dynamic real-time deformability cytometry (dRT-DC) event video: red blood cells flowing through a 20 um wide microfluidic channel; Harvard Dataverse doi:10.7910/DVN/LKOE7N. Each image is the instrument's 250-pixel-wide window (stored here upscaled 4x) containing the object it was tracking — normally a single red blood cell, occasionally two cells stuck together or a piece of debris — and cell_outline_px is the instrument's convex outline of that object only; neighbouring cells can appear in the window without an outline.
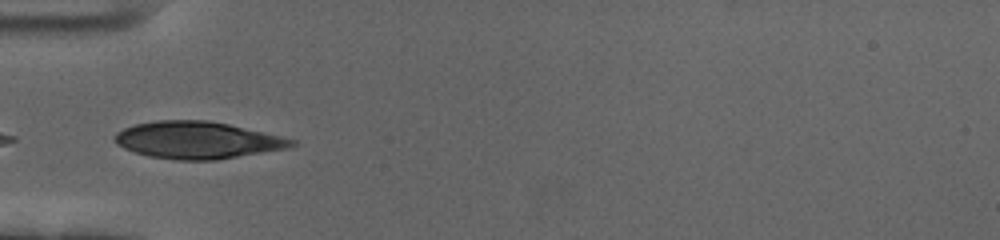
{"species": "human", "species_latin": "Homo sapiens", "temperature_condition": "cold", "stored_images_in_passage": 15, "camera_frame_rate_fps": 3000, "um_per_image_px": 0.085, "donor": {"sex": "female"}, "frame": {"image": 1, "passage_image": 1, "time_ms": 0.0, "image_size_px": [1000, 240], "cell_outline_px": [[296, 144], [288, 148], [216, 160], [176, 160], [148, 156], [124, 148], [116, 144], [112, 140], [116, 132], [124, 128], [136, 124], [156, 120], [208, 120], [228, 124], [280, 136], [296, 140]], "centroid_in_image_um": [16.74, 11.91], "position_along_channel_um": 68.3, "area_um2": 38.15}}
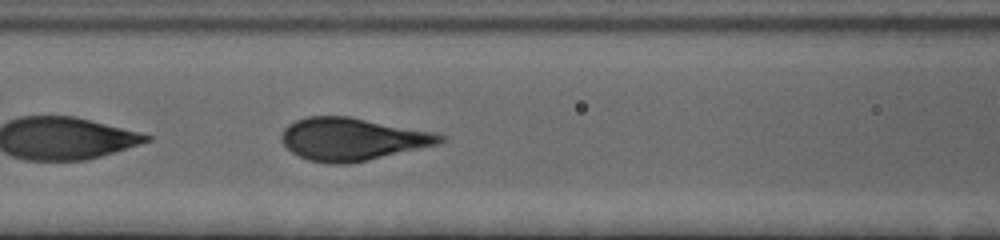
{"frame": {"image": 2, "passage_image": 7, "time_ms": 2.0, "image_size_px": [1000, 240], "cell_outline_px": [[448, 136], [440, 144], [368, 160], [348, 164], [328, 164], [308, 160], [292, 152], [280, 140], [280, 136], [284, 128], [288, 124], [296, 120], [308, 116], [348, 116], [440, 132]], "centroid_in_image_um": [30.0, 11.82], "position_along_channel_um": 136.6, "area_um2": 39.94}}
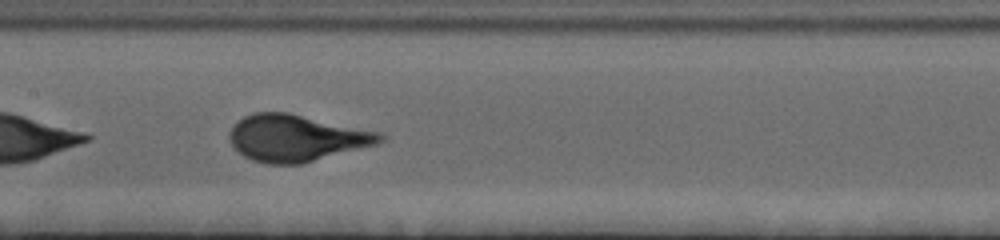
{"frame": {"image": 3, "passage_image": 11, "time_ms": 3.333, "image_size_px": [1000, 240], "cell_outline_px": [[388, 136], [384, 140], [376, 144], [300, 164], [268, 164], [252, 160], [244, 156], [232, 148], [228, 140], [228, 136], [232, 128], [244, 116], [256, 112], [288, 112], [380, 132]], "centroid_in_image_um": [25.17, 11.73], "position_along_channel_um": 182.2, "area_um2": 40.86}}